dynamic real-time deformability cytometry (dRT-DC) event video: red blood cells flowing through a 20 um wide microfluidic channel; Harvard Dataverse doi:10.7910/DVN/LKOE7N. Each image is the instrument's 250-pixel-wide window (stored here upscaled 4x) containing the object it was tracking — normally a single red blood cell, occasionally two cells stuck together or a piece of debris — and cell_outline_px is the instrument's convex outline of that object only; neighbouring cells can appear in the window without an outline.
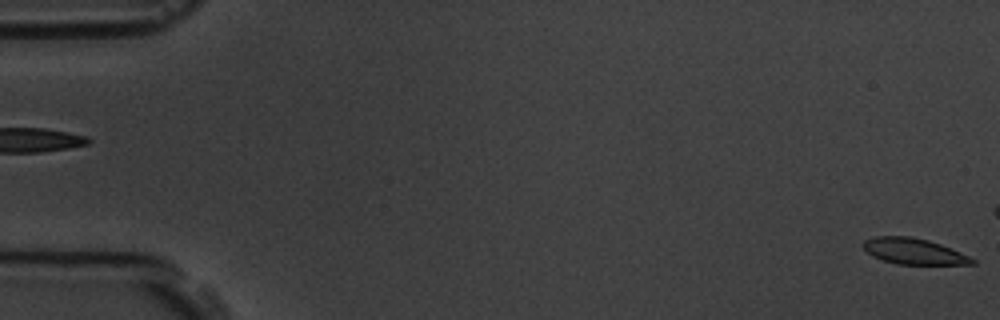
{"species": "common noctule bat (a hibernating species)", "species_latin": "Nyctalus noctula", "temperature_condition": "room temperature", "stored_images_in_passage": 5, "segment_of_instrument_passage": [2, 2], "camera_frame_rate_fps": 3000, "um_per_image_px": 0.085, "animal": {"sex": "male", "body_mass_g": 19.5, "forearm_length_mm": 54.6}, "frame": {"image": 1, "passage_image": 5, "time_ms": 5.333, "image_size_px": [1000, 320], "cell_outline_px": [[976, 264], [896, 264], [872, 256], [860, 244], [864, 240], [872, 236], [908, 236], [928, 240], [940, 244], [960, 252], [976, 260]], "centroid_in_image_um": [77.63, 21.35], "position_along_channel_um": 7.4, "area_um2": 16.42}}